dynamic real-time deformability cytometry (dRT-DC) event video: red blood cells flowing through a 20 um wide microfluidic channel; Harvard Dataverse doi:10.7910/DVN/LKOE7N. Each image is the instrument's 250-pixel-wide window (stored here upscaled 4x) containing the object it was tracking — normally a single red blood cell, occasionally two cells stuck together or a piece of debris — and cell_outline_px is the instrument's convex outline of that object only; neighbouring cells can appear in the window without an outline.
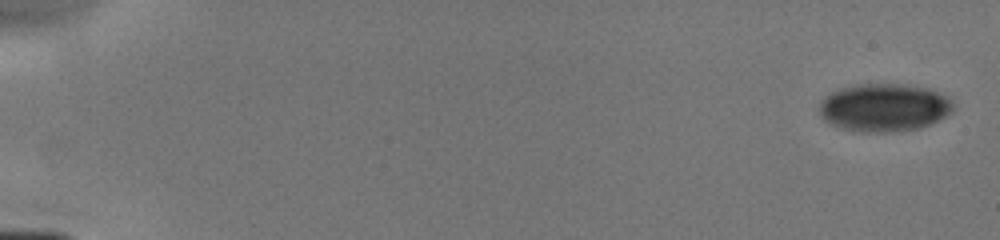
{"species": "human", "species_latin": "Homo sapiens", "temperature_condition": "cold", "stored_images_in_passage": 12, "camera_frame_rate_fps": 3000, "um_per_image_px": 0.085, "donor": {"sex": "male"}, "frame": {"image": 1, "passage_image": 1, "time_ms": 0.0, "image_size_px": [1000, 240], "cell_outline_px": [[952, 112], [920, 128], [888, 132], [860, 132], [840, 128], [824, 120], [820, 116], [820, 104], [824, 96], [836, 88], [856, 84], [904, 84], [928, 88], [948, 96], [952, 104]], "centroid_in_image_um": [75.1, 9.13], "position_along_channel_um": 9.9, "area_um2": 37.51}}
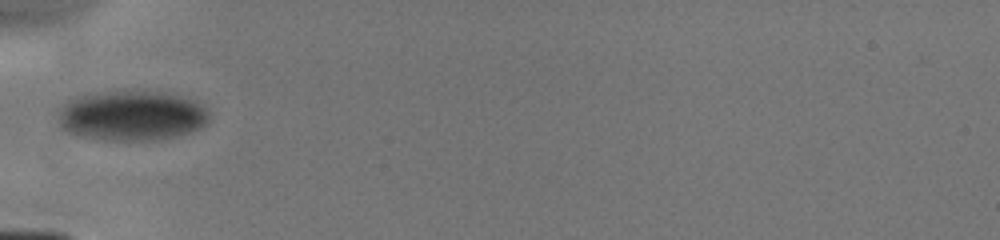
{"frame": {"image": 2, "passage_image": 7, "time_ms": 5.667, "image_size_px": [1000, 240], "cell_outline_px": [[212, 112], [208, 124], [200, 128], [176, 136], [156, 140], [108, 140], [80, 136], [68, 132], [60, 128], [56, 124], [56, 116], [60, 108], [68, 100], [84, 92], [124, 88], [156, 88], [196, 100], [204, 104]], "centroid_in_image_um": [11.2, 9.74], "position_along_channel_um": 73.8, "area_um2": 46.76}}
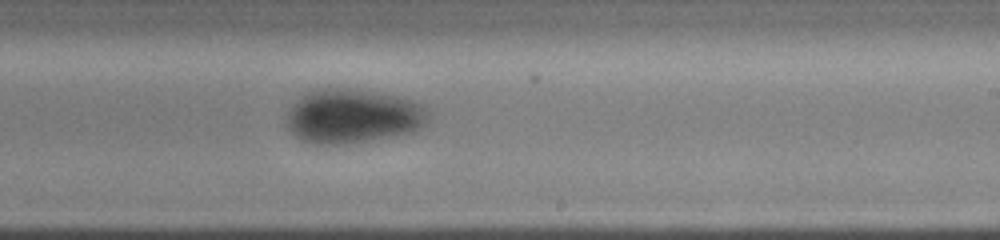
{"frame": {"image": 3, "passage_image": 12, "time_ms": 10.0, "image_size_px": [1000, 240], "cell_outline_px": [[428, 120], [420, 128], [412, 132], [348, 144], [320, 144], [304, 140], [296, 136], [284, 124], [288, 112], [292, 104], [308, 92], [320, 88], [348, 88], [376, 92], [396, 96], [412, 100], [420, 104], [428, 112]], "centroid_in_image_um": [29.97, 9.87], "position_along_channel_um": 259.0, "area_um2": 44.56}}